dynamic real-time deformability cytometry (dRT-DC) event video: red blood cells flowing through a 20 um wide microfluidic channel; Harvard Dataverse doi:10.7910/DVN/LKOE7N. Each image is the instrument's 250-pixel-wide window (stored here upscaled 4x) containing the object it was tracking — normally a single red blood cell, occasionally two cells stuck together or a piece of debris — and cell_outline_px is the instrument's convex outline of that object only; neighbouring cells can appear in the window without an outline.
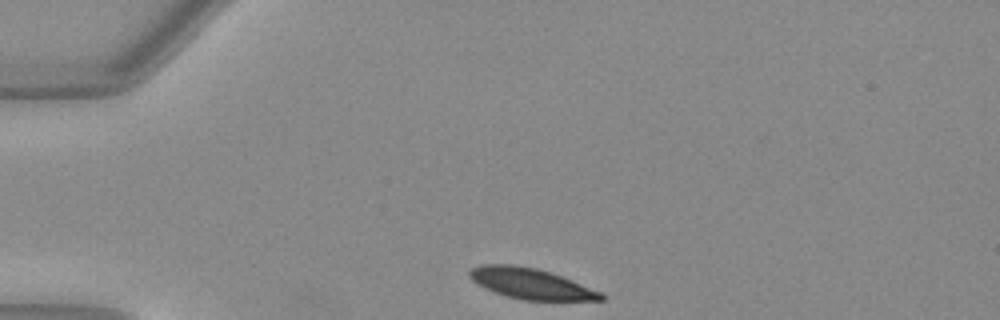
{"species": "Egyptian fruit bat (a non-hibernating species)", "species_latin": "Rousettus aegyptiacus", "temperature_condition": "warm", "stored_images_in_passage": 32, "camera_frame_rate_fps": 3000, "um_per_image_px": 0.085, "animal": {"sex": "female"}, "frame": {"image": 1, "passage_image": 1, "time_ms": 0.0, "image_size_px": [1000, 320], "cell_outline_px": [[604, 300], [524, 300], [508, 296], [484, 288], [476, 284], [468, 276], [468, 272], [472, 268], [480, 264], [516, 264], [536, 268], [572, 280], [600, 292], [604, 296]], "centroid_in_image_um": [45.06, 24.09], "position_along_channel_um": 39.9, "area_um2": 23.29}}
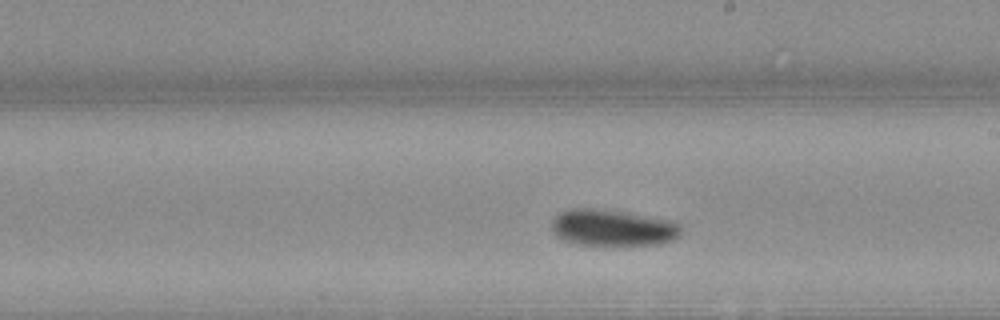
{"frame": {"image": 2, "passage_image": 19, "time_ms": 6.0, "image_size_px": [1000, 320], "cell_outline_px": [[680, 236], [672, 240], [660, 244], [576, 244], [564, 240], [556, 236], [552, 232], [552, 220], [560, 212], [572, 208], [592, 208], [624, 212], [676, 220], [680, 224]], "centroid_in_image_um": [52.09, 19.34], "position_along_channel_um": 236.9, "area_um2": 27.46}}
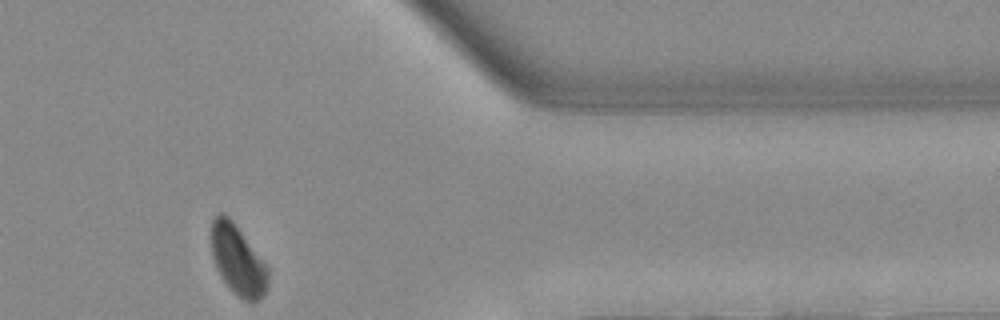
{"frame": {"image": 3, "passage_image": 32, "time_ms": 10.333, "image_size_px": [1000, 320], "cell_outline_px": [[268, 288], [264, 296], [256, 300], [244, 300], [232, 292], [216, 268], [212, 256], [212, 220], [220, 212], [224, 212], [232, 220], [268, 268]], "centroid_in_image_um": [20.21, 22.12], "position_along_channel_um": 391.2, "area_um2": 22.72}, "authors_computed_cell_mechanics": {"area_um2": 26.299, "velocity_mm_per_s": 3.9612, "shape_relaxation_time_tau1_ms": 3.2031, "shape_relaxation_time_tau2_ms": 7.3989, "deformation_change_tau1": 0.119, "deformation_change_tau2": 0.0955}}